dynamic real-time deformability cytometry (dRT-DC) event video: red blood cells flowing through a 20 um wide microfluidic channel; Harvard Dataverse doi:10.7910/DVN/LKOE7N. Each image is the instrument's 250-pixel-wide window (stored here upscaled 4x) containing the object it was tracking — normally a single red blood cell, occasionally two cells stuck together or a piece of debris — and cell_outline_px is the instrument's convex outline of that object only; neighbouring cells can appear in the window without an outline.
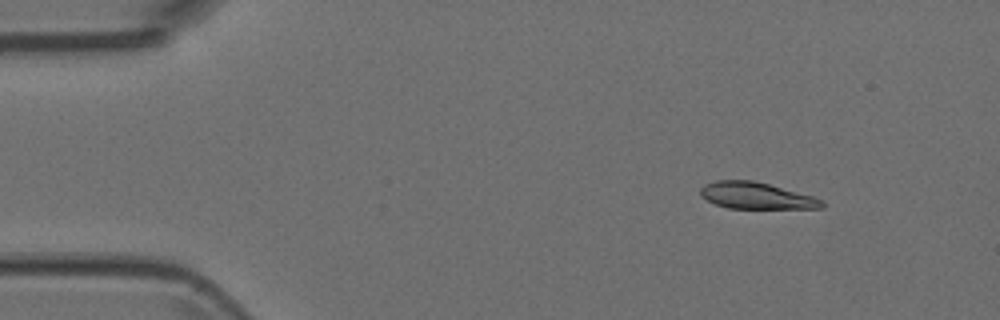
{"species": "Egyptian fruit bat (a non-hibernating species)", "species_latin": "Rousettus aegyptiacus", "temperature_condition": "room temperature", "stored_images_in_passage": 5, "camera_frame_rate_fps": 3000, "um_per_image_px": 0.085, "animal": {"sex": "female"}, "frame": {"image": 1, "passage_image": 3, "time_ms": 0.667, "image_size_px": [1000, 320], "cell_outline_px": [[824, 208], [728, 208], [716, 204], [700, 196], [700, 188], [704, 184], [716, 180], [752, 180], [768, 184], [812, 196], [824, 200]], "centroid_in_image_um": [64.26, 16.63], "position_along_channel_um": 20.7, "area_um2": 18.67}}